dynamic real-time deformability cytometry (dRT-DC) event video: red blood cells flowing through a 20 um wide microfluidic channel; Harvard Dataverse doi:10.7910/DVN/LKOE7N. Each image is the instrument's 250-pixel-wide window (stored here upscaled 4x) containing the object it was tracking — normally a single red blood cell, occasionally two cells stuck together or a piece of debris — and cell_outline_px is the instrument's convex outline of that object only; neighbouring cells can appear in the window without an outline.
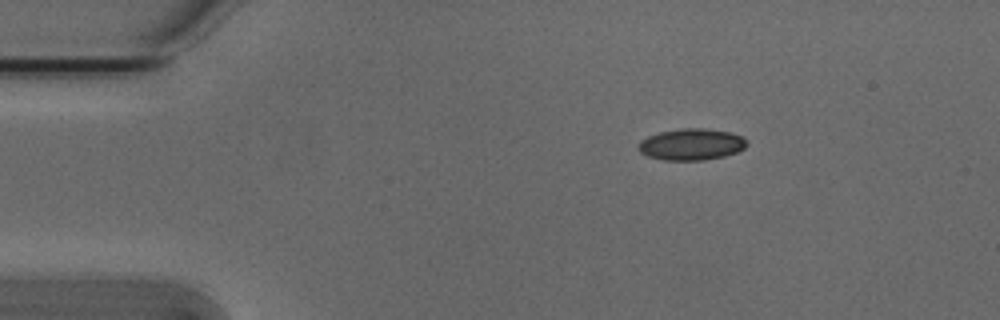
{"species": "Egyptian fruit bat (a non-hibernating species)", "species_latin": "Rousettus aegyptiacus", "temperature_condition": "cold", "stored_images_in_passage": 46, "camera_frame_rate_fps": 3000, "um_per_image_px": 0.085, "animal": {"sex": "male"}, "frame": {"image": 1, "passage_image": 1, "time_ms": 0.0, "image_size_px": [1000, 320], "cell_outline_px": [[748, 144], [744, 148], [736, 152], [724, 156], [704, 160], [664, 160], [648, 156], [640, 152], [636, 148], [636, 144], [640, 140], [648, 136], [660, 132], [680, 128], [704, 128], [732, 132], [744, 136], [748, 140]], "centroid_in_image_um": [58.77, 12.26], "position_along_channel_um": 26.2, "area_um2": 20.23}}
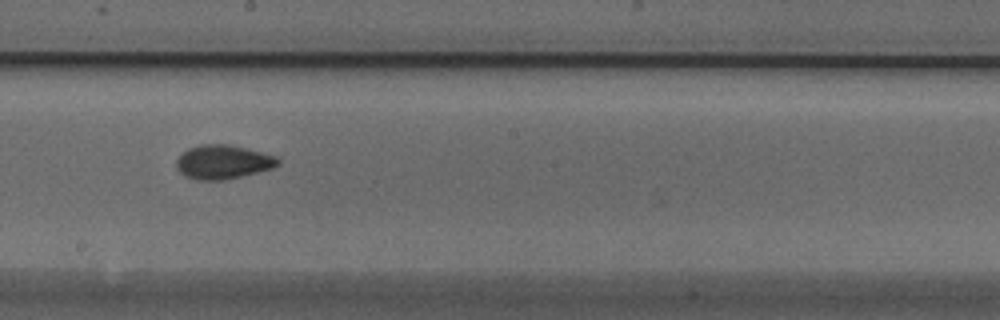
{"frame": {"image": 2, "passage_image": 22, "time_ms": 7.0, "image_size_px": [1000, 320], "cell_outline_px": [[280, 164], [272, 168], [224, 180], [196, 180], [184, 176], [176, 168], [176, 160], [188, 148], [200, 144], [228, 144], [248, 148], [276, 156], [280, 160]], "centroid_in_image_um": [18.94, 13.76], "position_along_channel_um": 229.3, "area_um2": 20.17}}
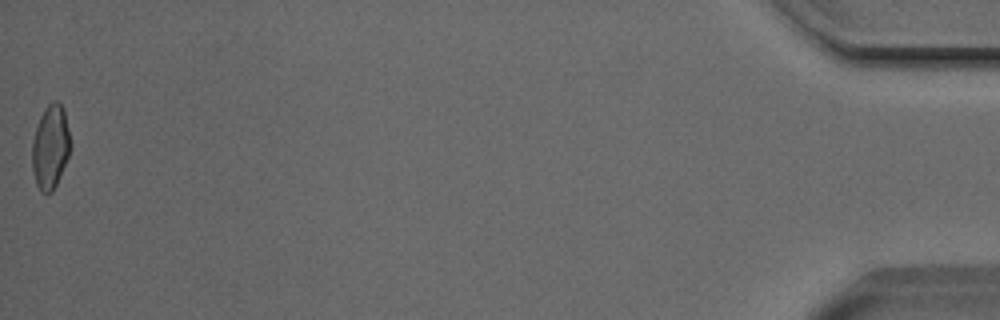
{"frame": {"image": 3, "passage_image": 46, "time_ms": 15.0, "image_size_px": [1000, 320], "cell_outline_px": [[72, 144], [68, 156], [56, 184], [52, 192], [40, 192], [36, 184], [32, 168], [32, 140], [40, 116], [44, 108], [52, 100], [56, 100], [64, 108]], "centroid_in_image_um": [4.29, 12.45], "position_along_channel_um": 430.9, "area_um2": 18.84}, "authors_computed_cell_mechanics": {"area_um2": 19.1896, "velocity_mm_per_s": 3.8122, "shape_relaxation_time_tau1_ms": 3.4009, "shape_relaxation_time_tau2_ms": 1.657, "deformation_change_tau1": 0.0894, "deformation_change_tau2": 0.0713}}